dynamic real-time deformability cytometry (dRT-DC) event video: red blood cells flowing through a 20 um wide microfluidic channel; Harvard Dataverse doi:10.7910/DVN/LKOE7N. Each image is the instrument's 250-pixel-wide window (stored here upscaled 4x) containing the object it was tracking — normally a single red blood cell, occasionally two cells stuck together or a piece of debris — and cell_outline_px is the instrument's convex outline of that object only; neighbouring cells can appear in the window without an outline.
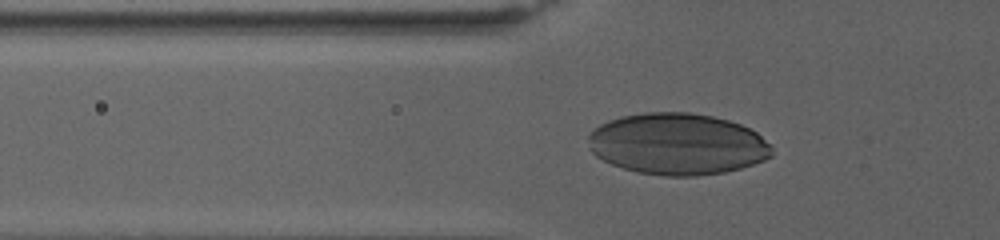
{"species": "human", "species_latin": "Homo sapiens", "temperature_condition": "warm", "stored_images_in_passage": 34, "camera_frame_rate_fps": 3000, "um_per_image_px": 0.085, "donor": {"sex": "female"}, "frame": {"image": 1, "passage_image": 3, "time_ms": 0.333, "image_size_px": [1000, 240], "cell_outline_px": [[772, 156], [764, 160], [740, 168], [724, 172], [696, 176], [664, 176], [636, 172], [612, 164], [596, 156], [592, 152], [588, 140], [588, 136], [600, 124], [608, 120], [620, 116], [644, 112], [688, 112], [712, 116], [728, 120], [740, 124], [756, 132], [772, 144]], "centroid_in_image_um": [57.6, 12.24], "position_along_channel_um": 68.2, "area_um2": 65.95}}
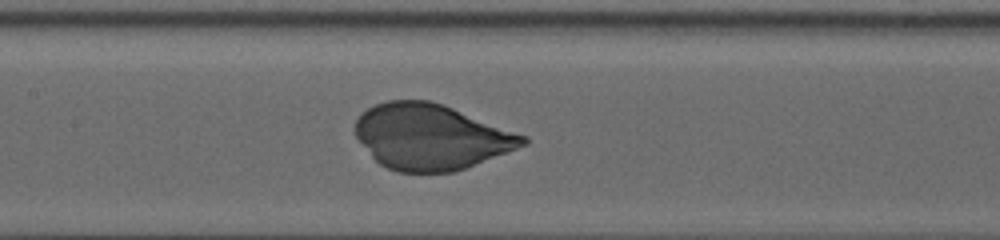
{"frame": {"image": 2, "passage_image": 19, "time_ms": 4.333, "image_size_px": [1000, 240], "cell_outline_px": [[528, 144], [464, 168], [452, 172], [400, 172], [388, 168], [380, 164], [372, 156], [356, 136], [352, 128], [360, 112], [376, 104], [388, 100], [428, 100], [444, 104], [528, 136]], "centroid_in_image_um": [36.61, 11.61], "position_along_channel_um": 170.8, "area_um2": 63.98}}
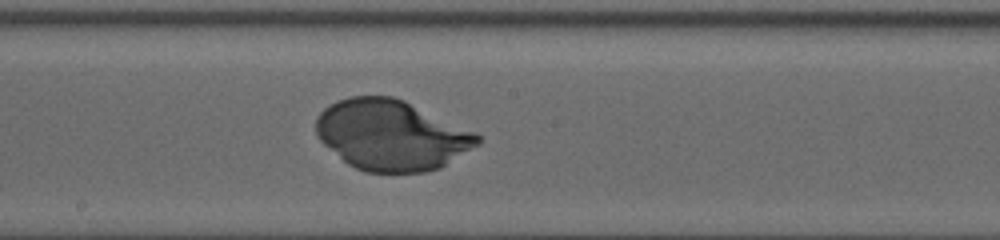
{"frame": {"image": 3, "passage_image": 28, "time_ms": 6.0, "image_size_px": [1000, 240], "cell_outline_px": [[480, 144], [440, 168], [424, 172], [364, 172], [348, 164], [324, 144], [316, 136], [316, 116], [324, 108], [336, 100], [352, 96], [392, 96], [404, 100], [476, 132], [480, 136]], "centroid_in_image_um": [33.26, 11.48], "position_along_channel_um": 214.9, "area_um2": 66.24}}